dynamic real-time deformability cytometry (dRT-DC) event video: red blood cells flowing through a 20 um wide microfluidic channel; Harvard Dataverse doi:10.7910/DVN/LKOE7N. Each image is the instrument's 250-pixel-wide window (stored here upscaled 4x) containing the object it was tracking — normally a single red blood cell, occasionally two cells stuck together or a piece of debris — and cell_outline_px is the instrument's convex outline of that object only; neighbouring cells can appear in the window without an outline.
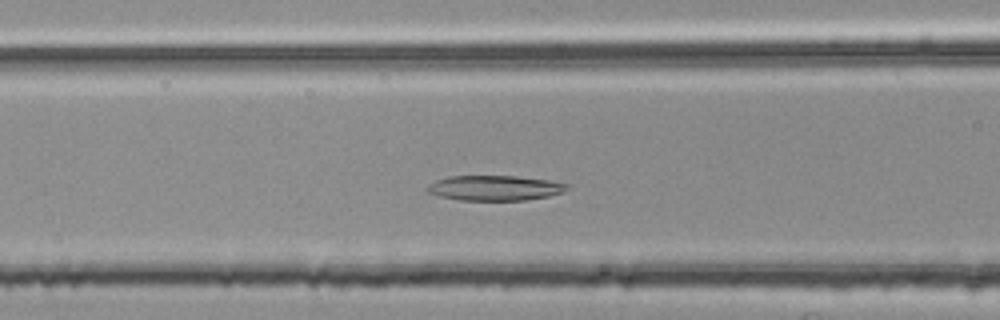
{"species": "common noctule bat (a hibernating species)", "species_latin": "Nyctalus noctula", "temperature_condition": "room temperature", "stored_images_in_passage": 43, "camera_frame_rate_fps": 3000, "um_per_image_px": 0.085, "animal": {"sex": "female", "body_mass_g": 25.1}, "frame": {"image": 1, "passage_image": 15, "time_ms": 4.667, "image_size_px": [1000, 320], "cell_outline_px": [[572, 184], [564, 192], [548, 196], [524, 200], [460, 200], [440, 196], [428, 192], [424, 188], [428, 184], [436, 180], [448, 176], [516, 176], [548, 180]], "centroid_in_image_um": [42.06, 15.97], "position_along_channel_um": 124.5, "area_um2": 20.52}}
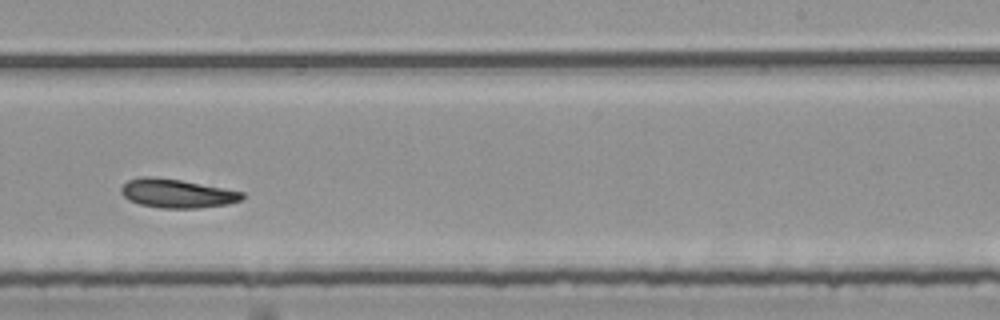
{"frame": {"image": 2, "passage_image": 27, "time_ms": 8.667, "image_size_px": [1000, 320], "cell_outline_px": [[244, 196], [240, 200], [228, 204], [200, 208], [160, 208], [140, 204], [128, 200], [120, 192], [120, 188], [128, 180], [140, 176], [152, 176], [180, 180], [224, 188], [244, 192]], "centroid_in_image_um": [15.01, 16.44], "position_along_channel_um": 274.0, "area_um2": 20.35}}
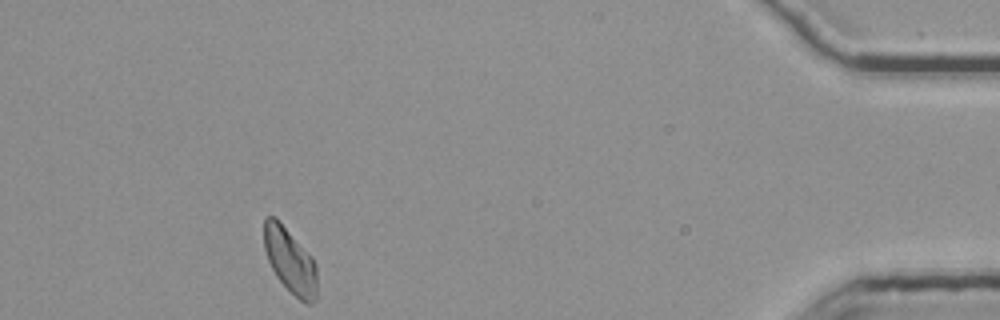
{"frame": {"image": 3, "passage_image": 43, "time_ms": 14.0, "image_size_px": [1000, 320], "cell_outline_px": [[316, 300], [312, 304], [304, 304], [276, 276], [268, 260], [264, 248], [264, 220], [268, 216], [276, 216], [312, 256], [316, 264]], "centroid_in_image_um": [24.66, 22.14], "position_along_channel_um": 410.5, "area_um2": 20.11}}